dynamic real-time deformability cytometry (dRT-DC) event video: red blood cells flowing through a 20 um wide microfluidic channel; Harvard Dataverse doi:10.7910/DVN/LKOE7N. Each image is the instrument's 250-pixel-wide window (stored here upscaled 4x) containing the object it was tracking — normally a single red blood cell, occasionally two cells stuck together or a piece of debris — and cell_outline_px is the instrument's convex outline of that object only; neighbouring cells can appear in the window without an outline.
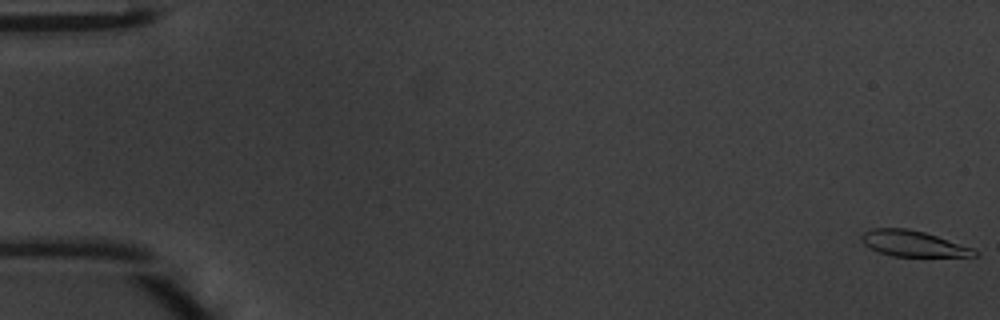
{"species": "common noctule bat (a hibernating species)", "species_latin": "Nyctalus noctula", "temperature_condition": "warm", "stored_images_in_passage": 48, "camera_frame_rate_fps": 3000, "um_per_image_px": 0.085, "animal": {"sex": "male", "body_mass_g": 20.1, "forearm_length_mm": 53.5}, "frame": {"image": 1, "passage_image": 1, "time_ms": 0.0, "image_size_px": [1000, 320], "cell_outline_px": [[980, 256], [892, 256], [880, 252], [864, 244], [860, 240], [860, 236], [864, 232], [872, 228], [908, 228], [924, 232], [972, 248]], "centroid_in_image_um": [77.57, 20.69], "position_along_channel_um": 7.4, "area_um2": 16.7}}
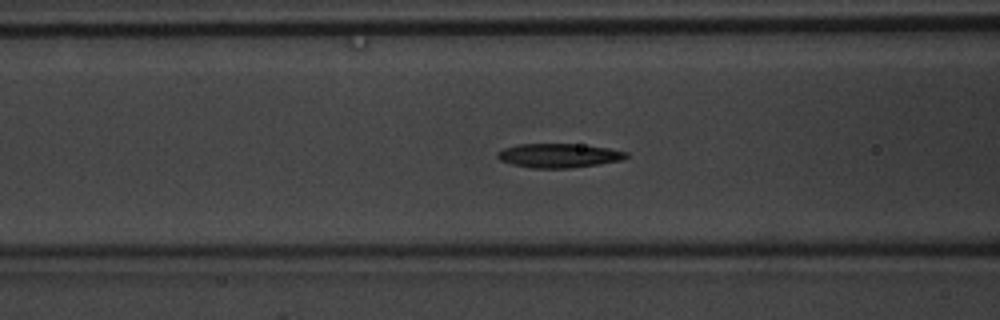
{"frame": {"image": 2, "passage_image": 20, "time_ms": 6.333, "image_size_px": [1000, 320], "cell_outline_px": [[628, 156], [624, 160], [568, 168], [532, 168], [512, 164], [500, 160], [496, 156], [496, 152], [504, 148], [516, 144], [572, 144], [608, 148], [628, 152]], "centroid_in_image_um": [47.47, 13.22], "position_along_channel_um": 119.1, "area_um2": 17.98}}
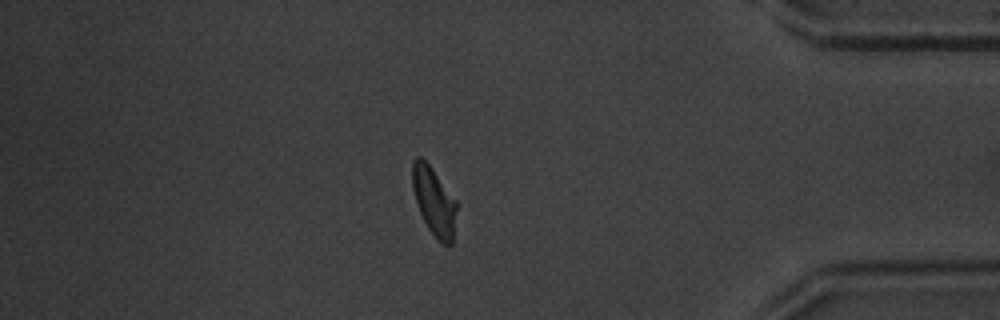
{"frame": {"image": 3, "passage_image": 42, "time_ms": 13.667, "image_size_px": [1000, 320], "cell_outline_px": [[456, 212], [452, 244], [448, 248], [440, 244], [436, 240], [428, 228], [420, 212], [412, 188], [412, 160], [416, 156], [420, 156], [428, 164], [456, 200]], "centroid_in_image_um": [36.89, 17.16], "position_along_channel_um": 398.3, "area_um2": 17.57}, "authors_computed_cell_mechanics": {"area_um2": 17.7157, "velocity_mm_per_s": 4.2458, "shape_relaxation_time_tau1_ms": 2.3821, "shape_relaxation_time_tau2_ms": 2.9925, "deformation_change_tau1": 0.1642, "deformation_change_tau2": 0.0846}}